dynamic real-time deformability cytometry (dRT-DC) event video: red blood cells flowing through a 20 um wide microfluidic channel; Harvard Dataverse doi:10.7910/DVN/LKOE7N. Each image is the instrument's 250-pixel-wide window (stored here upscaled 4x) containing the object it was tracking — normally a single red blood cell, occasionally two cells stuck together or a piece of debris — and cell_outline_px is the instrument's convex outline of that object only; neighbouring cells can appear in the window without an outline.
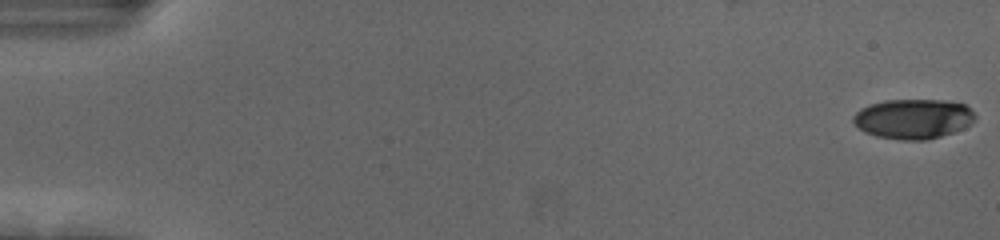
{"species": "human", "species_latin": "Homo sapiens", "temperature_condition": "cold", "stored_images_in_passage": 56, "camera_frame_rate_fps": 3000, "um_per_image_px": 0.085, "donor": {"sex": "female"}, "frame": {"image": 1, "passage_image": 1, "time_ms": 0.0, "image_size_px": [1000, 240], "cell_outline_px": [[976, 120], [972, 124], [964, 128], [928, 140], [900, 140], [876, 136], [864, 132], [852, 120], [852, 116], [860, 108], [868, 104], [884, 100], [944, 100], [964, 104], [972, 108], [976, 116]], "centroid_in_image_um": [77.64, 10.09], "position_along_channel_um": 7.4, "area_um2": 28.61}}
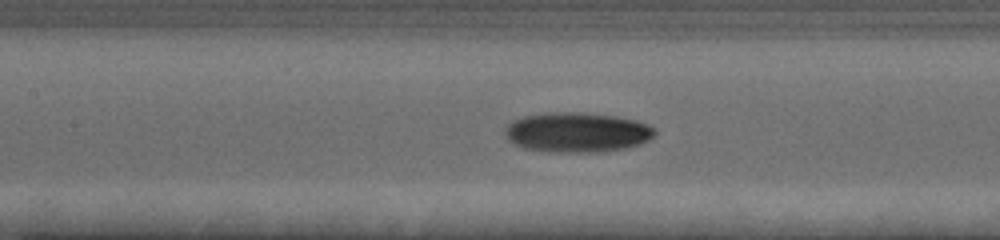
{"frame": {"image": 2, "passage_image": 27, "time_ms": 8.667, "image_size_px": [1000, 240], "cell_outline_px": [[656, 136], [640, 144], [624, 148], [596, 152], [548, 152], [524, 148], [508, 140], [504, 136], [504, 128], [512, 120], [524, 116], [544, 112], [584, 112], [616, 116], [636, 120], [648, 124], [656, 128]], "centroid_in_image_um": [49.04, 11.23], "position_along_channel_um": 158.4, "area_um2": 35.26}}
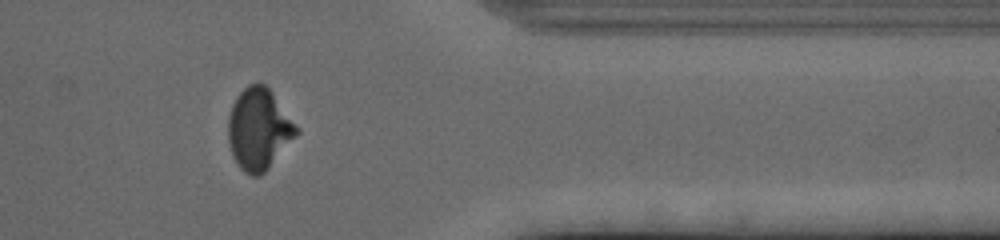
{"frame": {"image": 3, "passage_image": 47, "time_ms": 15.333, "image_size_px": [1000, 240], "cell_outline_px": [[300, 132], [268, 168], [260, 176], [252, 176], [244, 172], [240, 168], [232, 156], [228, 140], [228, 116], [232, 104], [236, 96], [248, 84], [264, 84], [268, 88], [300, 128]], "centroid_in_image_um": [21.99, 10.98], "position_along_channel_um": 389.4, "area_um2": 32.37}, "authors_computed_cell_mechanics": {"area_um2": 31.8189, "velocity_mm_per_s": 3.6836, "shape_relaxation_time_tau1_ms": 3.7933, "shape_relaxation_time_tau2_ms": 2.1527, "deformation_change_tau1": 0.1691, "deformation_change_tau2": 0.0712}}